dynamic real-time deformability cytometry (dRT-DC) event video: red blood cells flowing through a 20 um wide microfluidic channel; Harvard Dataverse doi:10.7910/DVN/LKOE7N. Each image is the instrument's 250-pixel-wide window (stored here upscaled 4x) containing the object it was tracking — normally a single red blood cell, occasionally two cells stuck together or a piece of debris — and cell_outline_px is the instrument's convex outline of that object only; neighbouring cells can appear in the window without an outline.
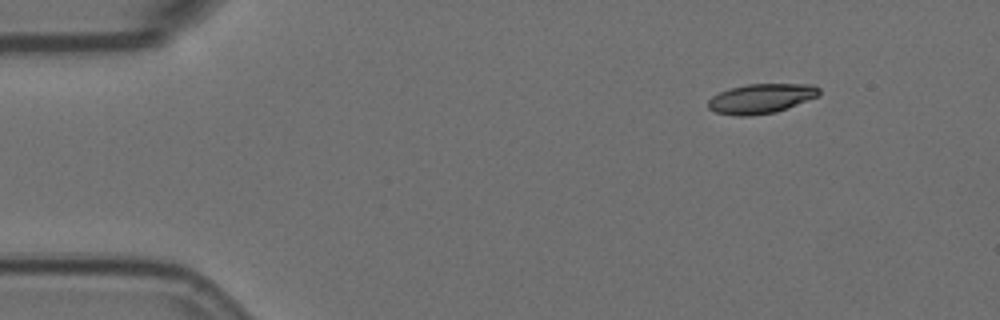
{"species": "Egyptian fruit bat (a non-hibernating species)", "species_latin": "Rousettus aegyptiacus", "temperature_condition": "room temperature", "stored_images_in_passage": 1, "camera_frame_rate_fps": 3000, "um_per_image_px": 0.085, "animal": {"sex": "female"}, "frame": {"image": 1, "passage_image": 1, "time_ms": 0.0, "image_size_px": [1000, 320], "cell_outline_px": [[820, 96], [776, 112], [748, 116], [736, 116], [716, 112], [708, 108], [708, 100], [712, 96], [720, 92], [732, 88], [748, 84], [812, 84], [820, 88]], "centroid_in_image_um": [64.72, 8.38], "position_along_channel_um": 20.3, "area_um2": 19.19}}